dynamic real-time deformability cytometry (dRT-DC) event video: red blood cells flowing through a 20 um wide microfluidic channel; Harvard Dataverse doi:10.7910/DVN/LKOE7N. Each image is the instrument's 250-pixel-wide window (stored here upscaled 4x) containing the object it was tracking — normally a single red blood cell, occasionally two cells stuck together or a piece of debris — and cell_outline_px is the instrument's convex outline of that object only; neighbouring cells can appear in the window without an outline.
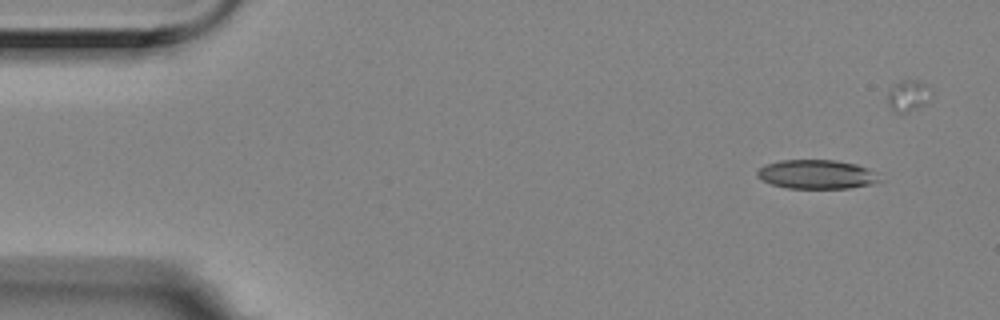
{"species": "Egyptian fruit bat (a non-hibernating species)", "species_latin": "Rousettus aegyptiacus", "temperature_condition": "room temperature", "stored_images_in_passage": 6, "camera_frame_rate_fps": 3000, "um_per_image_px": 0.085, "animal": {"sex": "female"}, "frame": {"image": 1, "passage_image": 1, "time_ms": 0.0, "image_size_px": [1000, 320], "cell_outline_px": [[884, 180], [872, 184], [848, 188], [788, 188], [772, 184], [756, 176], [756, 172], [764, 164], [780, 160], [836, 160], [856, 164], [868, 168], [876, 172]], "centroid_in_image_um": [69.46, 14.81], "position_along_channel_um": 15.5, "area_um2": 20.87}}
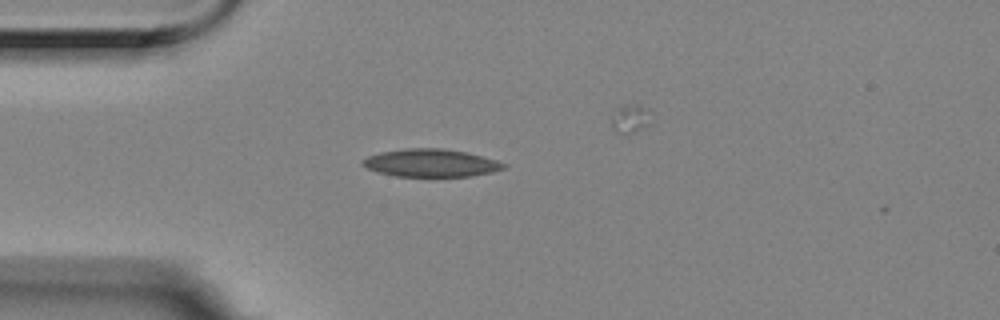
{"frame": {"image": 2, "passage_image": 4, "time_ms": 1.0, "image_size_px": [1000, 320], "cell_outline_px": [[508, 164], [504, 168], [492, 172], [472, 176], [396, 176], [380, 172], [368, 168], [360, 164], [368, 156], [380, 152], [408, 148], [444, 148], [468, 152], [496, 160]], "centroid_in_image_um": [36.66, 13.84], "position_along_channel_um": 48.3, "area_um2": 22.72}}